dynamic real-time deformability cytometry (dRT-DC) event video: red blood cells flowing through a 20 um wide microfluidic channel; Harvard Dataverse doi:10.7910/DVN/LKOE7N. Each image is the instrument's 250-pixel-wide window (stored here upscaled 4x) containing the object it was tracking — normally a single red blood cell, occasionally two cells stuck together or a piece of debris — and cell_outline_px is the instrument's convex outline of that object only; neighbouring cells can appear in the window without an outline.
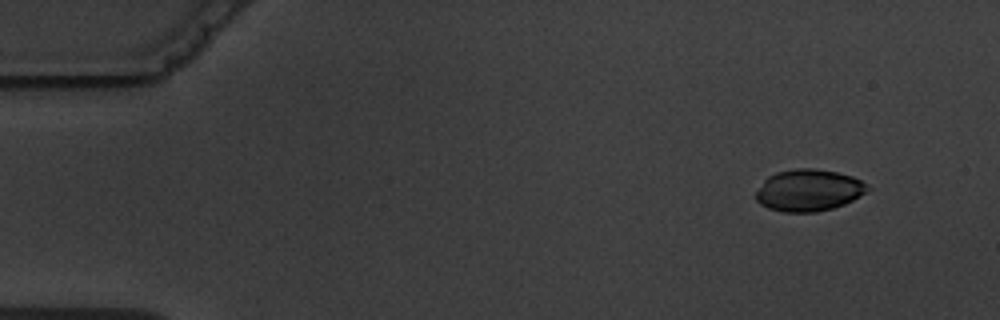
{"species": "common noctule bat (a hibernating species)", "species_latin": "Nyctalus noctula", "temperature_condition": "warm", "stored_images_in_passage": 3, "camera_frame_rate_fps": 3000, "um_per_image_px": 0.085, "animal": {"sex": "male", "body_mass_g": 19.5, "forearm_length_mm": 54.6}, "frame": {"image": 1, "passage_image": 3, "time_ms": 3.333, "image_size_px": [1000, 320], "cell_outline_px": [[872, 188], [852, 200], [844, 204], [832, 208], [816, 212], [784, 212], [768, 208], [760, 204], [756, 200], [756, 192], [764, 180], [768, 176], [776, 172], [792, 168], [816, 168], [836, 172], [852, 176], [868, 184]], "centroid_in_image_um": [68.73, 16.16], "position_along_channel_um": 16.3, "area_um2": 27.28}}